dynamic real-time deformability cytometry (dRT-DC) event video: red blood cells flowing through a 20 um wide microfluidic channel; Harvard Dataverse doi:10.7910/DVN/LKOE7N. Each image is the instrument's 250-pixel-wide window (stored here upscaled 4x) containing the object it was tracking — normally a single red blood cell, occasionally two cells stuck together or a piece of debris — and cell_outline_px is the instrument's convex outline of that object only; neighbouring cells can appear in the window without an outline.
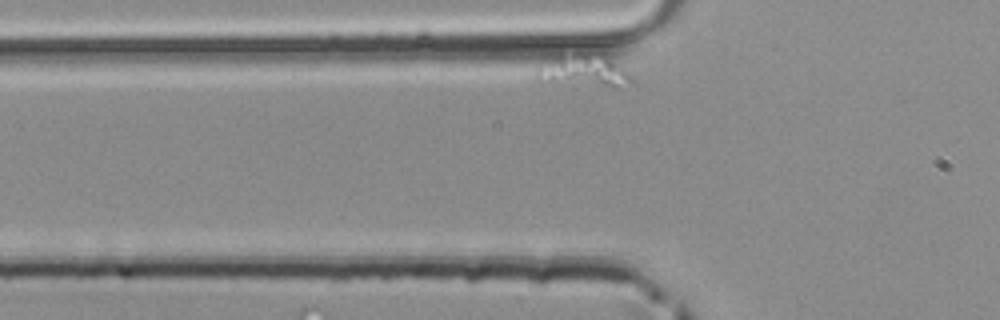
{"species": "common noctule bat (a hibernating species)", "species_latin": "Nyctalus noctula", "temperature_condition": "room temperature", "stored_images_in_passage": 9, "camera_frame_rate_fps": 3000, "um_per_image_px": 0.085, "animal": {"sex": "male", "body_mass_g": 20.4}, "frame": {"image": 1, "passage_image": 6, "time_ms": 1.667, "image_size_px": [1000, 320], "cell_outline_px": [[632, 80], [616, 88], [608, 88], [536, 80], [536, 68], [556, 56], [604, 52], [624, 68], [632, 76]], "centroid_in_image_um": [49.67, 6.02], "position_along_channel_um": 76.1, "area_um2": 17.98}}